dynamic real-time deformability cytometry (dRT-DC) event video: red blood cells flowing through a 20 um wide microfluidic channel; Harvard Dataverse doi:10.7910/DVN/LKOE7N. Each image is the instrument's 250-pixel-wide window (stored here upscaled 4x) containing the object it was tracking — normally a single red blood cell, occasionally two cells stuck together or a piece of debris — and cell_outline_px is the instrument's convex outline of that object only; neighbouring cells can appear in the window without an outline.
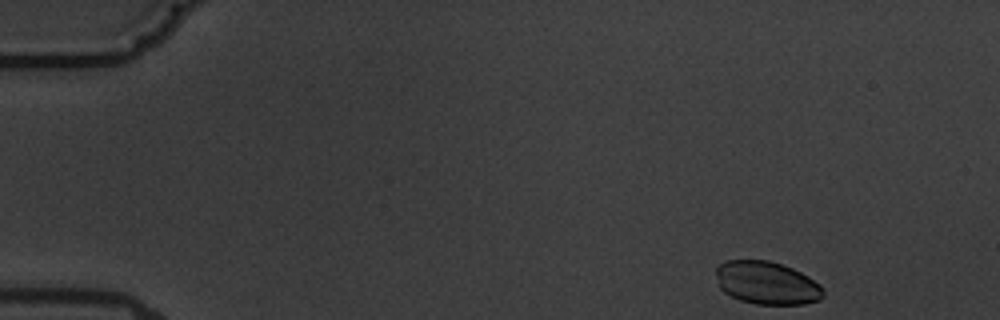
{"species": "common noctule bat (a hibernating species)", "species_latin": "Nyctalus noctula", "temperature_condition": "warm", "stored_images_in_passage": 5, "camera_frame_rate_fps": 3000, "um_per_image_px": 0.085, "animal": {"sex": "male", "body_mass_g": 19.5, "forearm_length_mm": 54.6}, "frame": {"image": 1, "passage_image": 1, "time_ms": 0.0, "image_size_px": [1000, 320], "cell_outline_px": [[824, 296], [820, 300], [804, 304], [756, 304], [740, 300], [724, 292], [720, 288], [716, 272], [716, 268], [724, 260], [768, 260], [792, 268], [808, 276], [820, 284], [824, 292]], "centroid_in_image_um": [65.19, 24.05], "position_along_channel_um": 19.8, "area_um2": 26.82}}